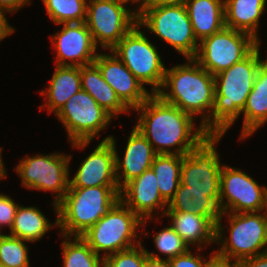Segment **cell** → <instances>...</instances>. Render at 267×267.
Instances as JSON below:
<instances>
[{
  "label": "cell",
  "instance_id": "1",
  "mask_svg": "<svg viewBox=\"0 0 267 267\" xmlns=\"http://www.w3.org/2000/svg\"><path fill=\"white\" fill-rule=\"evenodd\" d=\"M133 111L140 115L134 127L156 154L188 155L209 136L200 124L195 125L196 119L156 93Z\"/></svg>",
  "mask_w": 267,
  "mask_h": 267
},
{
  "label": "cell",
  "instance_id": "2",
  "mask_svg": "<svg viewBox=\"0 0 267 267\" xmlns=\"http://www.w3.org/2000/svg\"><path fill=\"white\" fill-rule=\"evenodd\" d=\"M185 64L166 68L161 89L156 93L165 102L173 104L185 113L200 116V125L210 135V116L214 104V76L194 58Z\"/></svg>",
  "mask_w": 267,
  "mask_h": 267
},
{
  "label": "cell",
  "instance_id": "3",
  "mask_svg": "<svg viewBox=\"0 0 267 267\" xmlns=\"http://www.w3.org/2000/svg\"><path fill=\"white\" fill-rule=\"evenodd\" d=\"M260 44L244 59L214 76L210 135H223L241 115L260 65Z\"/></svg>",
  "mask_w": 267,
  "mask_h": 267
},
{
  "label": "cell",
  "instance_id": "4",
  "mask_svg": "<svg viewBox=\"0 0 267 267\" xmlns=\"http://www.w3.org/2000/svg\"><path fill=\"white\" fill-rule=\"evenodd\" d=\"M119 200V186L69 188L58 203L59 234L81 236Z\"/></svg>",
  "mask_w": 267,
  "mask_h": 267
},
{
  "label": "cell",
  "instance_id": "5",
  "mask_svg": "<svg viewBox=\"0 0 267 267\" xmlns=\"http://www.w3.org/2000/svg\"><path fill=\"white\" fill-rule=\"evenodd\" d=\"M224 216L229 219L227 227L221 223ZM228 227L227 238L224 231ZM215 243L221 246L218 253L235 262L263 253L267 243V212L221 213L216 223Z\"/></svg>",
  "mask_w": 267,
  "mask_h": 267
},
{
  "label": "cell",
  "instance_id": "6",
  "mask_svg": "<svg viewBox=\"0 0 267 267\" xmlns=\"http://www.w3.org/2000/svg\"><path fill=\"white\" fill-rule=\"evenodd\" d=\"M142 220L121 200L81 237L98 255L103 257L127 250L141 243L139 235ZM138 232V233H137ZM138 241H137V240ZM101 252V253H100Z\"/></svg>",
  "mask_w": 267,
  "mask_h": 267
},
{
  "label": "cell",
  "instance_id": "7",
  "mask_svg": "<svg viewBox=\"0 0 267 267\" xmlns=\"http://www.w3.org/2000/svg\"><path fill=\"white\" fill-rule=\"evenodd\" d=\"M138 25L168 43L186 59L194 58L199 42L194 36L185 5L141 7Z\"/></svg>",
  "mask_w": 267,
  "mask_h": 267
},
{
  "label": "cell",
  "instance_id": "8",
  "mask_svg": "<svg viewBox=\"0 0 267 267\" xmlns=\"http://www.w3.org/2000/svg\"><path fill=\"white\" fill-rule=\"evenodd\" d=\"M72 155L63 153L36 154L24 156L15 171L19 174L23 187L29 190L51 191L55 193L52 206L58 216V203L64 198L70 186V161Z\"/></svg>",
  "mask_w": 267,
  "mask_h": 267
},
{
  "label": "cell",
  "instance_id": "9",
  "mask_svg": "<svg viewBox=\"0 0 267 267\" xmlns=\"http://www.w3.org/2000/svg\"><path fill=\"white\" fill-rule=\"evenodd\" d=\"M56 116L66 128L71 145L81 150L96 136L100 138L99 133L113 118L83 89L68 99Z\"/></svg>",
  "mask_w": 267,
  "mask_h": 267
},
{
  "label": "cell",
  "instance_id": "10",
  "mask_svg": "<svg viewBox=\"0 0 267 267\" xmlns=\"http://www.w3.org/2000/svg\"><path fill=\"white\" fill-rule=\"evenodd\" d=\"M138 23L111 49L131 73L144 85L157 93L164 82L166 67L157 51Z\"/></svg>",
  "mask_w": 267,
  "mask_h": 267
},
{
  "label": "cell",
  "instance_id": "11",
  "mask_svg": "<svg viewBox=\"0 0 267 267\" xmlns=\"http://www.w3.org/2000/svg\"><path fill=\"white\" fill-rule=\"evenodd\" d=\"M222 137L223 135H209L188 155H183L180 172V184L191 191L206 192V196L218 206L223 164L216 144Z\"/></svg>",
  "mask_w": 267,
  "mask_h": 267
},
{
  "label": "cell",
  "instance_id": "12",
  "mask_svg": "<svg viewBox=\"0 0 267 267\" xmlns=\"http://www.w3.org/2000/svg\"><path fill=\"white\" fill-rule=\"evenodd\" d=\"M259 44L248 33L224 27L199 42L194 59L215 76L247 57Z\"/></svg>",
  "mask_w": 267,
  "mask_h": 267
},
{
  "label": "cell",
  "instance_id": "13",
  "mask_svg": "<svg viewBox=\"0 0 267 267\" xmlns=\"http://www.w3.org/2000/svg\"><path fill=\"white\" fill-rule=\"evenodd\" d=\"M117 0L87 1L86 25L95 45L111 50L137 23L138 13Z\"/></svg>",
  "mask_w": 267,
  "mask_h": 267
},
{
  "label": "cell",
  "instance_id": "14",
  "mask_svg": "<svg viewBox=\"0 0 267 267\" xmlns=\"http://www.w3.org/2000/svg\"><path fill=\"white\" fill-rule=\"evenodd\" d=\"M267 187L240 168L223 165L220 175L219 210L221 213L266 211Z\"/></svg>",
  "mask_w": 267,
  "mask_h": 267
},
{
  "label": "cell",
  "instance_id": "15",
  "mask_svg": "<svg viewBox=\"0 0 267 267\" xmlns=\"http://www.w3.org/2000/svg\"><path fill=\"white\" fill-rule=\"evenodd\" d=\"M59 25H63L61 30L51 36L52 48L57 54L55 56L56 65L81 67L94 63L98 49L86 23H62Z\"/></svg>",
  "mask_w": 267,
  "mask_h": 267
},
{
  "label": "cell",
  "instance_id": "16",
  "mask_svg": "<svg viewBox=\"0 0 267 267\" xmlns=\"http://www.w3.org/2000/svg\"><path fill=\"white\" fill-rule=\"evenodd\" d=\"M94 63L129 110L133 111L152 95L111 50L109 54L98 53Z\"/></svg>",
  "mask_w": 267,
  "mask_h": 267
},
{
  "label": "cell",
  "instance_id": "17",
  "mask_svg": "<svg viewBox=\"0 0 267 267\" xmlns=\"http://www.w3.org/2000/svg\"><path fill=\"white\" fill-rule=\"evenodd\" d=\"M120 200L142 220L141 228L146 227L144 224L155 215H160L156 211L163 210V216L167 209V203L161 197L157 178L151 168L120 189Z\"/></svg>",
  "mask_w": 267,
  "mask_h": 267
},
{
  "label": "cell",
  "instance_id": "18",
  "mask_svg": "<svg viewBox=\"0 0 267 267\" xmlns=\"http://www.w3.org/2000/svg\"><path fill=\"white\" fill-rule=\"evenodd\" d=\"M97 186H118L114 146L109 140H102L80 163L77 172L70 179L69 188Z\"/></svg>",
  "mask_w": 267,
  "mask_h": 267
},
{
  "label": "cell",
  "instance_id": "19",
  "mask_svg": "<svg viewBox=\"0 0 267 267\" xmlns=\"http://www.w3.org/2000/svg\"><path fill=\"white\" fill-rule=\"evenodd\" d=\"M105 140H109L114 146L115 173L120 189L151 168L156 153L148 140L135 127L128 136L122 160L119 158L114 136L109 135L103 138V141Z\"/></svg>",
  "mask_w": 267,
  "mask_h": 267
},
{
  "label": "cell",
  "instance_id": "20",
  "mask_svg": "<svg viewBox=\"0 0 267 267\" xmlns=\"http://www.w3.org/2000/svg\"><path fill=\"white\" fill-rule=\"evenodd\" d=\"M164 216L189 248L196 245L201 252L202 247L215 243L216 226L207 217L182 211H165Z\"/></svg>",
  "mask_w": 267,
  "mask_h": 267
},
{
  "label": "cell",
  "instance_id": "21",
  "mask_svg": "<svg viewBox=\"0 0 267 267\" xmlns=\"http://www.w3.org/2000/svg\"><path fill=\"white\" fill-rule=\"evenodd\" d=\"M240 139H245L267 122V58L257 70L253 88L247 97Z\"/></svg>",
  "mask_w": 267,
  "mask_h": 267
},
{
  "label": "cell",
  "instance_id": "22",
  "mask_svg": "<svg viewBox=\"0 0 267 267\" xmlns=\"http://www.w3.org/2000/svg\"><path fill=\"white\" fill-rule=\"evenodd\" d=\"M81 89L80 67L58 66L50 79L47 89L41 90L40 94L46 99L40 110L47 108L48 112L55 115L75 93Z\"/></svg>",
  "mask_w": 267,
  "mask_h": 267
},
{
  "label": "cell",
  "instance_id": "23",
  "mask_svg": "<svg viewBox=\"0 0 267 267\" xmlns=\"http://www.w3.org/2000/svg\"><path fill=\"white\" fill-rule=\"evenodd\" d=\"M184 5L198 42L225 27L224 0H186Z\"/></svg>",
  "mask_w": 267,
  "mask_h": 267
},
{
  "label": "cell",
  "instance_id": "24",
  "mask_svg": "<svg viewBox=\"0 0 267 267\" xmlns=\"http://www.w3.org/2000/svg\"><path fill=\"white\" fill-rule=\"evenodd\" d=\"M81 89L89 93L95 101L112 117L130 110L120 101L114 89L104 80L95 63L80 67Z\"/></svg>",
  "mask_w": 267,
  "mask_h": 267
},
{
  "label": "cell",
  "instance_id": "25",
  "mask_svg": "<svg viewBox=\"0 0 267 267\" xmlns=\"http://www.w3.org/2000/svg\"><path fill=\"white\" fill-rule=\"evenodd\" d=\"M266 0H224L225 27L252 35L260 41L258 27Z\"/></svg>",
  "mask_w": 267,
  "mask_h": 267
},
{
  "label": "cell",
  "instance_id": "26",
  "mask_svg": "<svg viewBox=\"0 0 267 267\" xmlns=\"http://www.w3.org/2000/svg\"><path fill=\"white\" fill-rule=\"evenodd\" d=\"M54 224L45 217L39 208L35 206L24 207V205L19 204L9 235L35 243L42 239L51 228L59 226L58 216Z\"/></svg>",
  "mask_w": 267,
  "mask_h": 267
},
{
  "label": "cell",
  "instance_id": "27",
  "mask_svg": "<svg viewBox=\"0 0 267 267\" xmlns=\"http://www.w3.org/2000/svg\"><path fill=\"white\" fill-rule=\"evenodd\" d=\"M166 211L191 212L207 217L215 226L220 218L219 206L206 196V192H196L187 189V186L179 184L173 198L167 204Z\"/></svg>",
  "mask_w": 267,
  "mask_h": 267
},
{
  "label": "cell",
  "instance_id": "28",
  "mask_svg": "<svg viewBox=\"0 0 267 267\" xmlns=\"http://www.w3.org/2000/svg\"><path fill=\"white\" fill-rule=\"evenodd\" d=\"M183 156L174 154H156L151 169L158 181L162 199L168 204L180 184V172Z\"/></svg>",
  "mask_w": 267,
  "mask_h": 267
},
{
  "label": "cell",
  "instance_id": "29",
  "mask_svg": "<svg viewBox=\"0 0 267 267\" xmlns=\"http://www.w3.org/2000/svg\"><path fill=\"white\" fill-rule=\"evenodd\" d=\"M61 238H64L63 267H104V257L96 254L81 236L62 235Z\"/></svg>",
  "mask_w": 267,
  "mask_h": 267
},
{
  "label": "cell",
  "instance_id": "30",
  "mask_svg": "<svg viewBox=\"0 0 267 267\" xmlns=\"http://www.w3.org/2000/svg\"><path fill=\"white\" fill-rule=\"evenodd\" d=\"M53 23H81L86 21L88 0H42Z\"/></svg>",
  "mask_w": 267,
  "mask_h": 267
},
{
  "label": "cell",
  "instance_id": "31",
  "mask_svg": "<svg viewBox=\"0 0 267 267\" xmlns=\"http://www.w3.org/2000/svg\"><path fill=\"white\" fill-rule=\"evenodd\" d=\"M26 240L3 234L0 237V265L7 267H30Z\"/></svg>",
  "mask_w": 267,
  "mask_h": 267
},
{
  "label": "cell",
  "instance_id": "32",
  "mask_svg": "<svg viewBox=\"0 0 267 267\" xmlns=\"http://www.w3.org/2000/svg\"><path fill=\"white\" fill-rule=\"evenodd\" d=\"M153 240L158 252L165 255L166 260L185 254L191 249L171 226L160 230L154 235Z\"/></svg>",
  "mask_w": 267,
  "mask_h": 267
},
{
  "label": "cell",
  "instance_id": "33",
  "mask_svg": "<svg viewBox=\"0 0 267 267\" xmlns=\"http://www.w3.org/2000/svg\"><path fill=\"white\" fill-rule=\"evenodd\" d=\"M145 246L142 242L130 249L119 251L104 257V267H144Z\"/></svg>",
  "mask_w": 267,
  "mask_h": 267
},
{
  "label": "cell",
  "instance_id": "34",
  "mask_svg": "<svg viewBox=\"0 0 267 267\" xmlns=\"http://www.w3.org/2000/svg\"><path fill=\"white\" fill-rule=\"evenodd\" d=\"M18 207L19 204L14 202L13 198L0 193V229L5 226H8L9 230L12 228Z\"/></svg>",
  "mask_w": 267,
  "mask_h": 267
},
{
  "label": "cell",
  "instance_id": "35",
  "mask_svg": "<svg viewBox=\"0 0 267 267\" xmlns=\"http://www.w3.org/2000/svg\"><path fill=\"white\" fill-rule=\"evenodd\" d=\"M205 258L194 255L190 249L182 255L169 259L171 267H203Z\"/></svg>",
  "mask_w": 267,
  "mask_h": 267
},
{
  "label": "cell",
  "instance_id": "36",
  "mask_svg": "<svg viewBox=\"0 0 267 267\" xmlns=\"http://www.w3.org/2000/svg\"><path fill=\"white\" fill-rule=\"evenodd\" d=\"M211 254L209 260L205 258L203 267H236L235 261L230 260L217 251L213 250Z\"/></svg>",
  "mask_w": 267,
  "mask_h": 267
},
{
  "label": "cell",
  "instance_id": "37",
  "mask_svg": "<svg viewBox=\"0 0 267 267\" xmlns=\"http://www.w3.org/2000/svg\"><path fill=\"white\" fill-rule=\"evenodd\" d=\"M236 267H267V253L236 262Z\"/></svg>",
  "mask_w": 267,
  "mask_h": 267
},
{
  "label": "cell",
  "instance_id": "38",
  "mask_svg": "<svg viewBox=\"0 0 267 267\" xmlns=\"http://www.w3.org/2000/svg\"><path fill=\"white\" fill-rule=\"evenodd\" d=\"M32 0H0V10L4 13L14 14L25 5H30Z\"/></svg>",
  "mask_w": 267,
  "mask_h": 267
},
{
  "label": "cell",
  "instance_id": "39",
  "mask_svg": "<svg viewBox=\"0 0 267 267\" xmlns=\"http://www.w3.org/2000/svg\"><path fill=\"white\" fill-rule=\"evenodd\" d=\"M146 259L144 267H171L168 260L161 258V255L156 254L155 252H150L145 248Z\"/></svg>",
  "mask_w": 267,
  "mask_h": 267
},
{
  "label": "cell",
  "instance_id": "40",
  "mask_svg": "<svg viewBox=\"0 0 267 267\" xmlns=\"http://www.w3.org/2000/svg\"><path fill=\"white\" fill-rule=\"evenodd\" d=\"M6 17V13L0 10V41L15 32L14 27H12Z\"/></svg>",
  "mask_w": 267,
  "mask_h": 267
},
{
  "label": "cell",
  "instance_id": "41",
  "mask_svg": "<svg viewBox=\"0 0 267 267\" xmlns=\"http://www.w3.org/2000/svg\"><path fill=\"white\" fill-rule=\"evenodd\" d=\"M186 0H142L141 7H159L168 5H184Z\"/></svg>",
  "mask_w": 267,
  "mask_h": 267
},
{
  "label": "cell",
  "instance_id": "42",
  "mask_svg": "<svg viewBox=\"0 0 267 267\" xmlns=\"http://www.w3.org/2000/svg\"><path fill=\"white\" fill-rule=\"evenodd\" d=\"M2 149L3 148H0V180H2V179H5L6 178V176H7V174H6V169H5V164H4V162H3V160H2Z\"/></svg>",
  "mask_w": 267,
  "mask_h": 267
},
{
  "label": "cell",
  "instance_id": "43",
  "mask_svg": "<svg viewBox=\"0 0 267 267\" xmlns=\"http://www.w3.org/2000/svg\"><path fill=\"white\" fill-rule=\"evenodd\" d=\"M117 1L123 2L125 4H129V2L133 4L137 3L138 7H136L137 9L135 10L137 13L139 12L142 5V0H117Z\"/></svg>",
  "mask_w": 267,
  "mask_h": 267
}]
</instances>
